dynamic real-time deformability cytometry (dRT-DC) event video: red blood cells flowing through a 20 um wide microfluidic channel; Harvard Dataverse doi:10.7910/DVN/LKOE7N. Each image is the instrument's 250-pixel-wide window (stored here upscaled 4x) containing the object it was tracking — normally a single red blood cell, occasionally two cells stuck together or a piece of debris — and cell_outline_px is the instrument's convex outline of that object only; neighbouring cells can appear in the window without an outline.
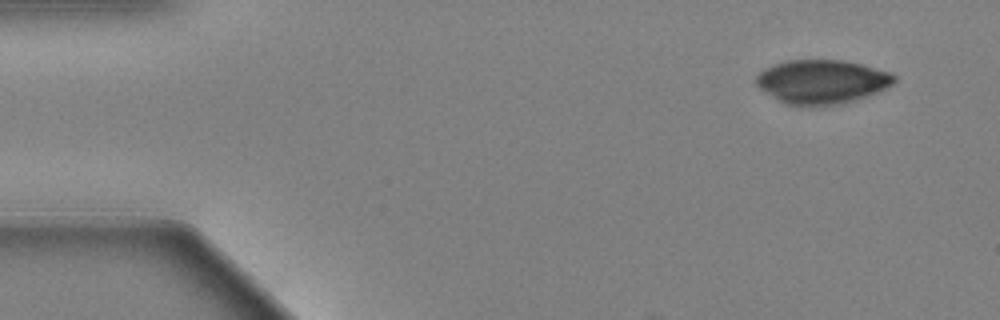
{"species": "Egyptian fruit bat (a non-hibernating species)", "species_latin": "Rousettus aegyptiacus", "temperature_condition": "warm", "stored_images_in_passage": 56, "camera_frame_rate_fps": 3000, "um_per_image_px": 0.085, "animal": {"sex": "female"}, "frame": {"image": 1, "passage_image": 1, "time_ms": 0.0, "image_size_px": [1000, 320], "cell_outline_px": [[896, 80], [892, 84], [868, 96], [856, 100], [840, 104], [784, 104], [776, 100], [764, 92], [756, 84], [756, 76], [764, 68], [788, 60], [840, 60], [860, 64], [888, 72], [896, 76]], "centroid_in_image_um": [69.83, 6.94], "position_along_channel_um": 15.2, "area_um2": 34.85}}
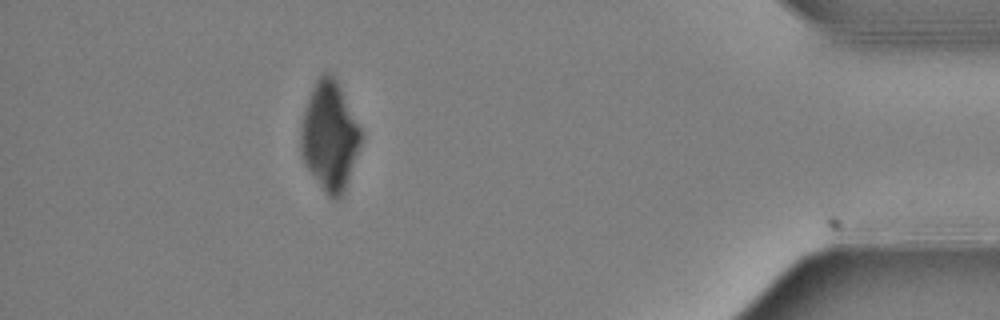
{"frame": {"image": 2, "passage_image": 50, "time_ms": 16.333, "image_size_px": [1000, 320], "cell_outline_px": [[360, 144], [344, 192], [340, 200], [332, 200], [328, 196], [304, 164], [300, 152], [300, 132], [304, 112], [312, 88], [316, 80], [324, 72], [328, 72], [336, 80], [360, 128]], "centroid_in_image_um": [27.99, 11.62], "position_along_channel_um": 407.2, "area_um2": 37.51}}